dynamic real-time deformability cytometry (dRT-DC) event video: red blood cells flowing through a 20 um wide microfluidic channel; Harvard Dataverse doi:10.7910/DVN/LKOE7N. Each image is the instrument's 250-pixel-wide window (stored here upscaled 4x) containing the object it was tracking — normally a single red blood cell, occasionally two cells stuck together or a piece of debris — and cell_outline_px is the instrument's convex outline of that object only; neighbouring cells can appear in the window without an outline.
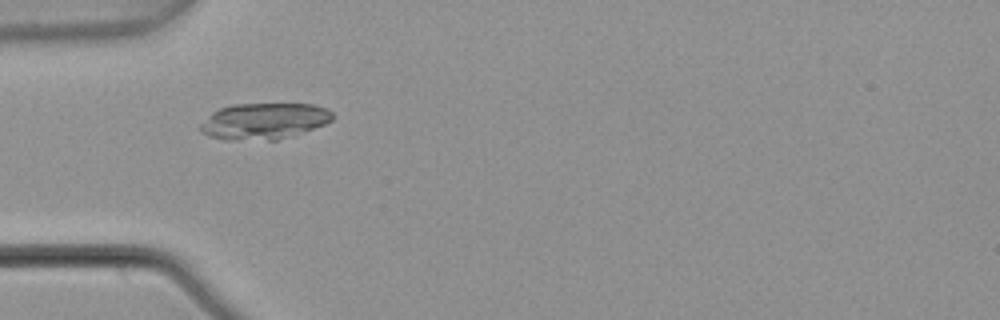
{"species": "common noctule bat (a hibernating species)", "species_latin": "Nyctalus noctula", "temperature_condition": "warm", "stored_images_in_passage": 2, "camera_frame_rate_fps": 3000, "um_per_image_px": 0.085, "animal": {"sex": "male", "body_mass_g": 21.5, "forearm_length_mm": 52.0}, "frame": {"image": 1, "passage_image": 1, "time_ms": 0.0, "image_size_px": [1000, 320], "cell_outline_px": [[332, 120], [324, 124], [292, 136], [276, 140], [228, 140], [208, 136], [200, 132], [200, 124], [212, 112], [220, 108], [232, 104], [312, 104], [328, 108], [332, 112]], "centroid_in_image_um": [22.42, 10.3], "position_along_channel_um": 62.6, "area_um2": 27.98}}
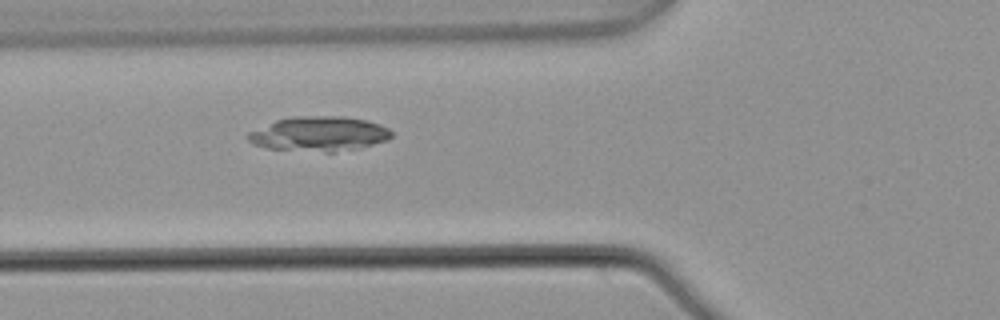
{"frame": {"image": 2, "passage_image": 2, "time_ms": 0.333, "image_size_px": [1000, 320], "cell_outline_px": [[392, 136], [388, 140], [372, 144], [332, 152], [324, 152], [268, 148], [252, 144], [248, 140], [248, 132], [276, 120], [292, 116], [344, 116], [368, 120], [388, 128], [392, 132]], "centroid_in_image_um": [27.1, 11.36], "position_along_channel_um": 98.7, "area_um2": 28.78}}